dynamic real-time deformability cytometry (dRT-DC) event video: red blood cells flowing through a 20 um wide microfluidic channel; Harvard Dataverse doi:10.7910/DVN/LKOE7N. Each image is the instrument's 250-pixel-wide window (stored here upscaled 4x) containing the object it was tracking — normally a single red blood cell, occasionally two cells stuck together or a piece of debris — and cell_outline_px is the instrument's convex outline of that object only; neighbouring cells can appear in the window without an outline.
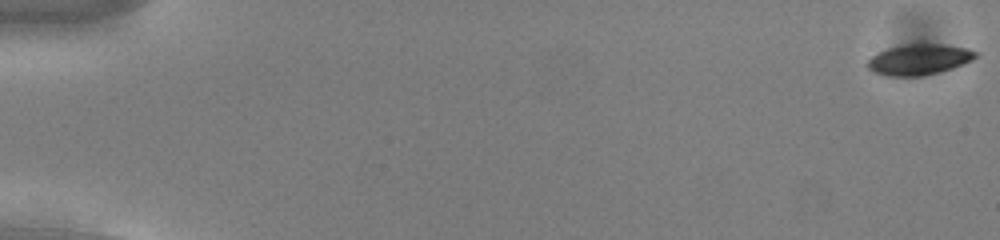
{"species": "common noctule bat (a hibernating species)", "species_latin": "Nyctalus noctula", "temperature_condition": "cold", "stored_images_in_passage": 56, "camera_frame_rate_fps": 3000, "um_per_image_px": 0.085, "animal": {"sex": "male", "body_mass_g": 13.0, "forearm_length_mm": 53.1}, "frame": {"image": 1, "passage_image": 1, "time_ms": 0.0, "image_size_px": [1000, 240], "cell_outline_px": [[980, 56], [964, 64], [940, 72], [920, 76], [888, 76], [872, 72], [864, 64], [876, 52], [888, 48], [908, 44], [940, 44], [968, 48], [980, 52]], "centroid_in_image_um": [78.13, 5.06], "position_along_channel_um": 6.9, "area_um2": 19.65}}
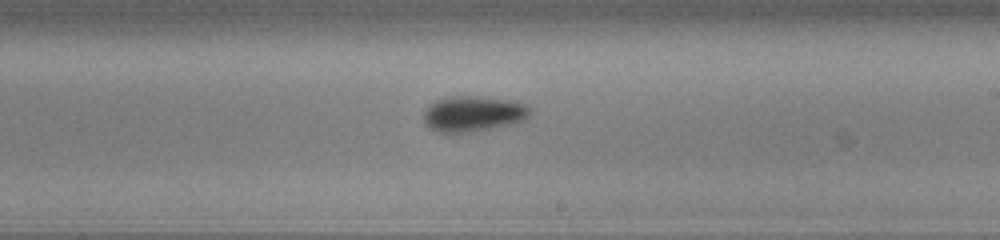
{"frame": {"image": 2, "passage_image": 34, "time_ms": 11.0, "image_size_px": [1000, 240], "cell_outline_px": [[532, 112], [524, 120], [508, 124], [468, 132], [440, 132], [432, 128], [424, 120], [424, 112], [436, 100], [452, 96], [476, 96], [512, 100], [524, 104], [532, 108]], "centroid_in_image_um": [40.27, 9.64], "position_along_channel_um": 248.7, "area_um2": 21.56}}
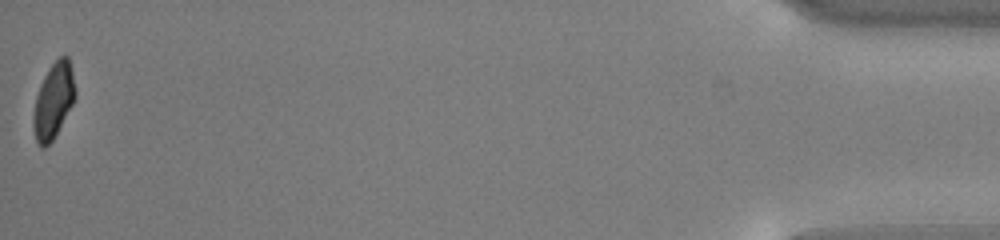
{"frame": {"image": 3, "passage_image": 56, "time_ms": 18.333, "image_size_px": [1000, 240], "cell_outline_px": [[76, 96], [72, 104], [52, 140], [44, 148], [40, 148], [36, 140], [32, 124], [32, 120], [36, 96], [40, 84], [44, 76], [52, 64], [60, 56], [68, 56], [72, 72], [76, 92]], "centroid_in_image_um": [4.53, 8.56], "position_along_channel_um": 430.7, "area_um2": 18.09}, "authors_computed_cell_mechanics": {"area_um2": 19.652, "velocity_mm_per_s": 3.7448, "shape_relaxation_time_tau1_ms": 3.4075, "shape_relaxation_time_tau2_ms": null, "deformation_change_tau1": 0.1124, "deformation_change_tau2": null}}